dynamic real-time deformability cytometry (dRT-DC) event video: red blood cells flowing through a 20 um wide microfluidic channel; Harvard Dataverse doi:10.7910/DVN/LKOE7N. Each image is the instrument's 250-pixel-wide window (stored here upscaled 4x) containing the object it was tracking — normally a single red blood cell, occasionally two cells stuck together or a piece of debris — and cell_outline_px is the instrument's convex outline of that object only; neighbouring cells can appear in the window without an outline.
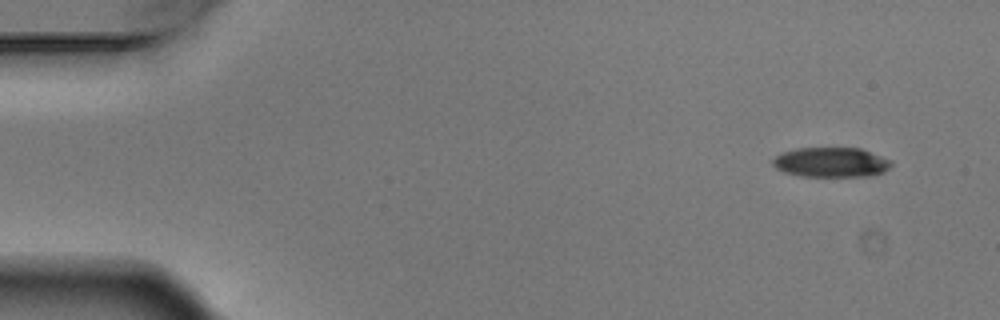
{"species": "Egyptian fruit bat (a non-hibernating species)", "species_latin": "Rousettus aegyptiacus", "temperature_condition": "warm", "stored_images_in_passage": 6, "camera_frame_rate_fps": 3000, "um_per_image_px": 0.085, "animal": {"sex": "male"}, "frame": {"image": 1, "passage_image": 1, "time_ms": 0.0, "image_size_px": [1000, 320], "cell_outline_px": [[892, 164], [884, 172], [872, 176], [800, 176], [784, 172], [776, 168], [772, 164], [772, 160], [780, 152], [796, 148], [860, 148], [892, 160]], "centroid_in_image_um": [70.63, 13.79], "position_along_channel_um": 14.4, "area_um2": 20.69}}
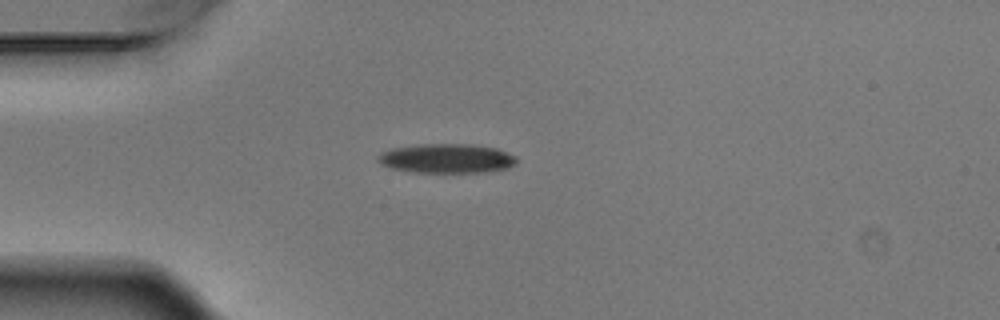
{"frame": {"image": 2, "passage_image": 4, "time_ms": 1.0, "image_size_px": [1000, 320], "cell_outline_px": [[516, 164], [508, 168], [484, 172], [412, 172], [392, 168], [380, 164], [376, 160], [376, 156], [380, 152], [392, 148], [416, 144], [472, 144], [496, 148], [516, 156]], "centroid_in_image_um": [37.93, 13.46], "position_along_channel_um": 47.1, "area_um2": 23.87}}
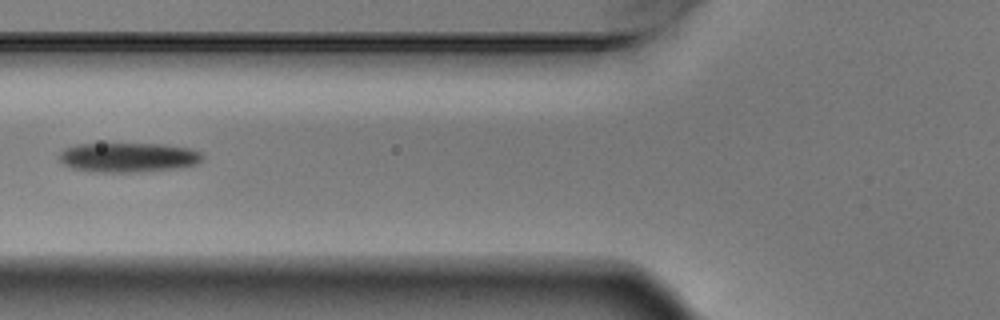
{"frame": {"image": 3, "passage_image": 6, "time_ms": 1.667, "image_size_px": [1000, 320], "cell_outline_px": [[204, 156], [196, 164], [184, 168], [136, 172], [92, 172], [72, 168], [64, 164], [60, 160], [60, 152], [64, 148], [76, 144], [164, 144], [188, 148], [200, 152]], "centroid_in_image_um": [10.91, 13.38], "position_along_channel_um": 114.9, "area_um2": 24.8}}